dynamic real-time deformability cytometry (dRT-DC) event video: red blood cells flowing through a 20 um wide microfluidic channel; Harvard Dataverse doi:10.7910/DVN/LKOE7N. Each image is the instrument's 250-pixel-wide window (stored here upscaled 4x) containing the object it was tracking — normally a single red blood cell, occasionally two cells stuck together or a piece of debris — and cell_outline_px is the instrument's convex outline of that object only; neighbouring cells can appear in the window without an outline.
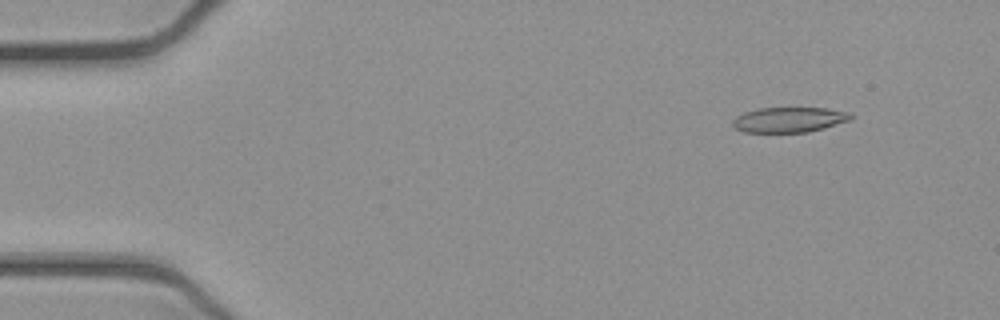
{"species": "common noctule bat (a hibernating species)", "species_latin": "Nyctalus noctula", "temperature_condition": "cold", "stored_images_in_passage": 53, "camera_frame_rate_fps": 3000, "um_per_image_px": 0.085, "animal": {"sex": "female", "body_mass_g": 21.9}, "frame": {"image": 1, "passage_image": 6, "time_ms": 1.667, "image_size_px": [1000, 320], "cell_outline_px": [[852, 120], [824, 128], [808, 132], [744, 132], [736, 128], [732, 124], [732, 120], [736, 116], [744, 112], [760, 108], [828, 108], [848, 112], [852, 116]], "centroid_in_image_um": [67.09, 10.17], "position_along_channel_um": 17.9, "area_um2": 17.34}}
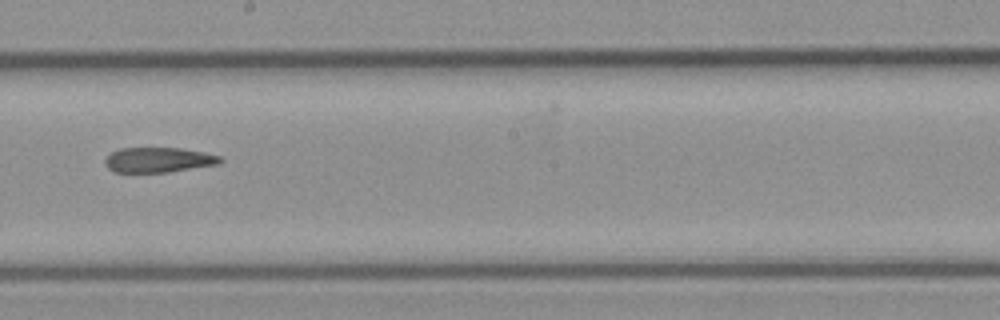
{"frame": {"image": 2, "passage_image": 30, "time_ms": 9.667, "image_size_px": [1000, 320], "cell_outline_px": [[224, 160], [220, 164], [168, 172], [112, 172], [104, 164], [104, 160], [112, 152], [120, 148], [180, 148], [204, 152], [220, 156]], "centroid_in_image_um": [13.48, 13.59], "position_along_channel_um": 234.7, "area_um2": 16.88}}
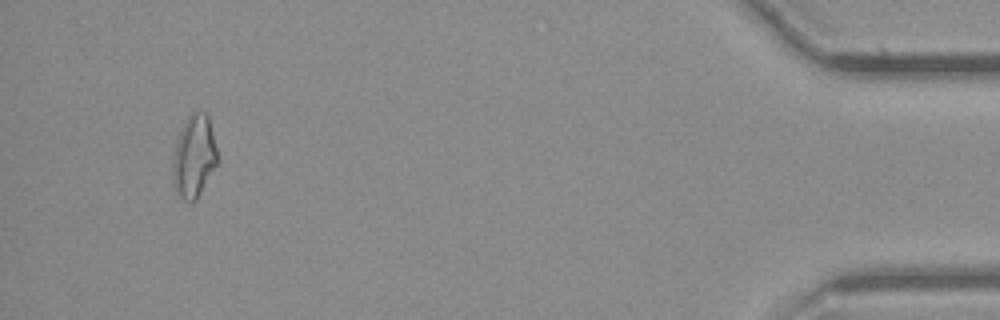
{"frame": {"image": 3, "passage_image": 50, "time_ms": 16.333, "image_size_px": [1000, 320], "cell_outline_px": [[220, 160], [196, 200], [184, 200], [176, 192], [172, 180], [172, 156], [176, 140], [188, 116], [192, 112], [208, 112]], "centroid_in_image_um": [16.51, 13.28], "position_along_channel_um": 418.7, "area_um2": 21.85}}